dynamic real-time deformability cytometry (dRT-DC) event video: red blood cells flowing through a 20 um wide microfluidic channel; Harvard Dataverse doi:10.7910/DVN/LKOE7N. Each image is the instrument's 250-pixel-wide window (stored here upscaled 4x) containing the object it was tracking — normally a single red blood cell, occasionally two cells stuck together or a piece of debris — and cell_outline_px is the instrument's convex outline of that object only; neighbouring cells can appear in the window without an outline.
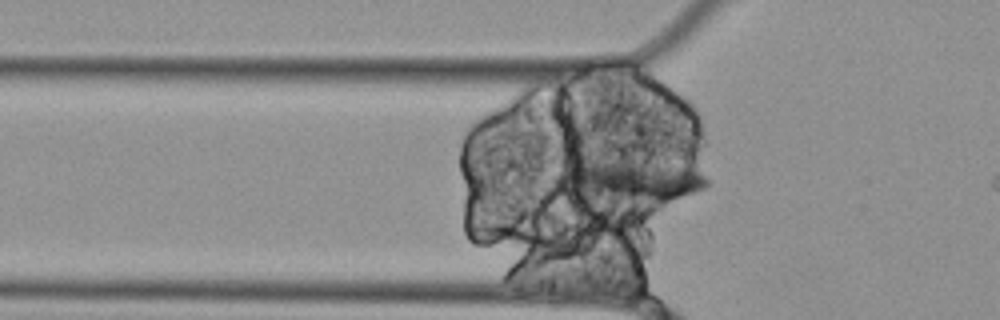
{"species": "Egyptian fruit bat (a non-hibernating species)", "species_latin": "Rousettus aegyptiacus", "temperature_condition": "cold", "stored_images_in_passage": 34, "segment_of_instrument_passage": [1, 2], "camera_frame_rate_fps": 3000, "um_per_image_px": 0.085, "animal": {"sex": "female"}, "frame": {"image": 1, "passage_image": 6, "time_ms": 1.667, "image_size_px": [1000, 320], "cell_outline_px": [[708, 184], [704, 188], [692, 192], [664, 200], [592, 212], [576, 196], [560, 172], [560, 168], [576, 164], [668, 156], [704, 176], [708, 180]], "centroid_in_image_um": [53.63, 15.46], "position_along_channel_um": 72.2, "area_um2": 39.65}}